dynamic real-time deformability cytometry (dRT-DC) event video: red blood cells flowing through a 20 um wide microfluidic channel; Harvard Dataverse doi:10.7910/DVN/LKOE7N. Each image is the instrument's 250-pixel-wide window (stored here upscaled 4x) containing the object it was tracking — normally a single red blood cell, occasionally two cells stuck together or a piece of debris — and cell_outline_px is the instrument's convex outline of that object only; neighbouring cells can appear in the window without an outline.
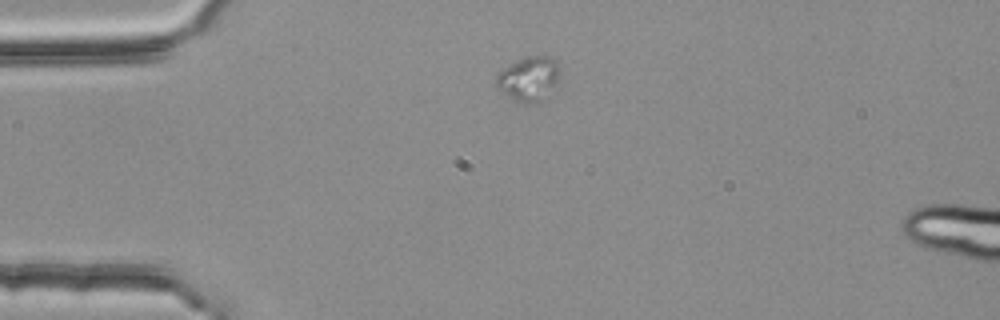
{"species": "common noctule bat (a hibernating species)", "species_latin": "Nyctalus noctula", "temperature_condition": "room temperature", "stored_images_in_passage": 2, "camera_frame_rate_fps": 3000, "um_per_image_px": 0.085, "animal": {"sex": "female", "body_mass_g": 25.1}, "frame": {"image": 1, "passage_image": 1, "time_ms": 0.0, "image_size_px": [1000, 320], "cell_outline_px": [[560, 68], [556, 84], [540, 100], [528, 104], [520, 104], [512, 100], [500, 92], [492, 84], [496, 72], [500, 68], [524, 56], [548, 56], [556, 60]], "centroid_in_image_um": [44.83, 6.68], "position_along_channel_um": 40.2, "area_um2": 17.05}}